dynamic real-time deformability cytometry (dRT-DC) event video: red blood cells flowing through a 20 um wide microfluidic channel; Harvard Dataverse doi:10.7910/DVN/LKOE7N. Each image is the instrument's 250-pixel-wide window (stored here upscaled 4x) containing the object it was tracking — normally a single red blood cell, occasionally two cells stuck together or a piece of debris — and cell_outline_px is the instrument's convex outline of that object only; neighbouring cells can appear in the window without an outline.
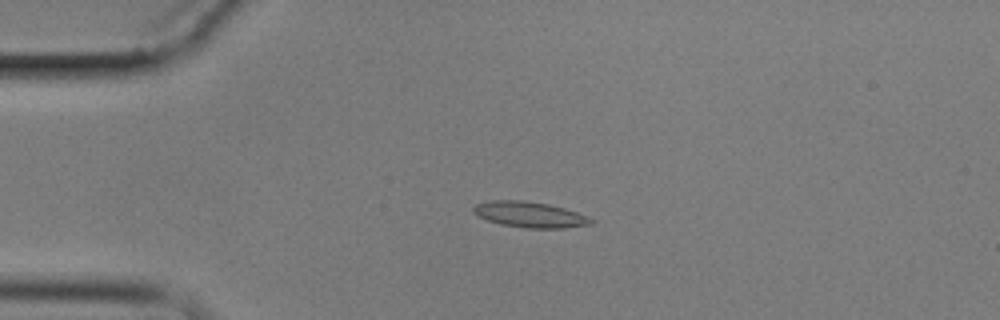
{"species": "common noctule bat (a hibernating species)", "species_latin": "Nyctalus noctula", "temperature_condition": "cold", "stored_images_in_passage": 6, "camera_frame_rate_fps": 3000, "um_per_image_px": 0.085, "animal": {"sex": "male", "body_mass_g": 17.9}, "frame": {"image": 1, "passage_image": 4, "time_ms": 4.333, "image_size_px": [1000, 320], "cell_outline_px": [[596, 220], [592, 224], [564, 228], [528, 228], [500, 224], [488, 220], [472, 212], [472, 208], [476, 204], [492, 200], [520, 200], [548, 204], [564, 208], [576, 212]], "centroid_in_image_um": [45.04, 18.24], "position_along_channel_um": 40.0, "area_um2": 17.51}}
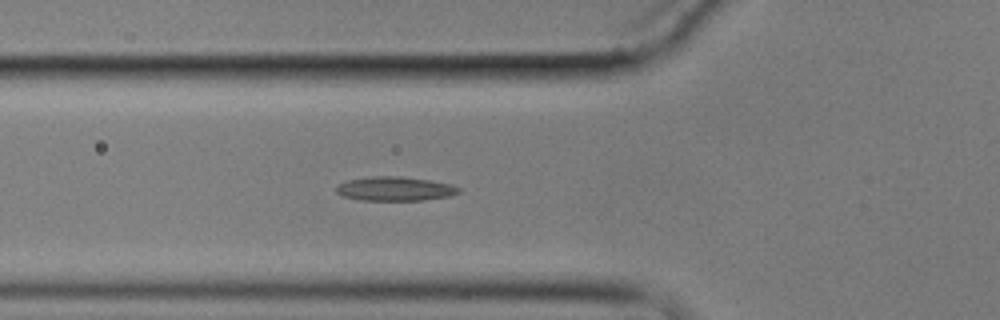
{"frame": {"image": 2, "passage_image": 6, "time_ms": 6.667, "image_size_px": [1000, 320], "cell_outline_px": [[460, 192], [448, 196], [424, 200], [360, 200], [344, 196], [336, 192], [336, 188], [340, 184], [348, 180], [372, 176], [400, 176], [428, 180], [452, 184], [460, 188]], "centroid_in_image_um": [33.59, 16.04], "position_along_channel_um": 92.2, "area_um2": 17.05}}